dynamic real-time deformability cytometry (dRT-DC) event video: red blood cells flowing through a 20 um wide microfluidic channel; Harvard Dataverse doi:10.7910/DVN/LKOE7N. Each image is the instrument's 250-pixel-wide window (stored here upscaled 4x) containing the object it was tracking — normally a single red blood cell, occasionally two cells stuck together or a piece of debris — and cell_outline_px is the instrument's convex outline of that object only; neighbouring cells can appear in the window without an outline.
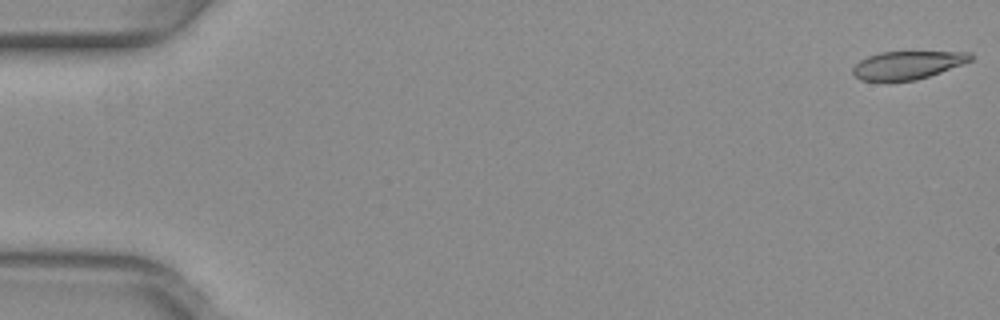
{"species": "common noctule bat (a hibernating species)", "species_latin": "Nyctalus noctula", "temperature_condition": "warm", "stored_images_in_passage": 13, "camera_frame_rate_fps": 3000, "um_per_image_px": 0.085, "animal": {"sex": "female", "body_mass_g": 29.2, "forearm_length_mm": 56.3}, "frame": {"image": 1, "passage_image": 1, "time_ms": 0.0, "image_size_px": [1000, 320], "cell_outline_px": [[972, 60], [940, 72], [916, 80], [860, 80], [852, 72], [852, 68], [860, 60], [868, 56], [880, 52], [972, 52]], "centroid_in_image_um": [77.13, 5.52], "position_along_channel_um": 7.9, "area_um2": 18.9}}